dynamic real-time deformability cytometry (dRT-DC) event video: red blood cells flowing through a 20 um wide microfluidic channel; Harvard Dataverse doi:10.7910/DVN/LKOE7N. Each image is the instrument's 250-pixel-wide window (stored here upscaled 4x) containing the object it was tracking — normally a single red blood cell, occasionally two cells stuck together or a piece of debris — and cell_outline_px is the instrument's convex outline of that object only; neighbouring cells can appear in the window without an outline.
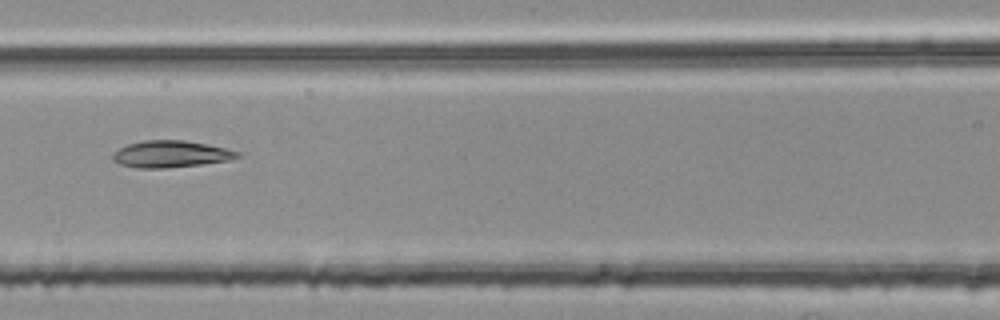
{"species": "common noctule bat (a hibernating species)", "species_latin": "Nyctalus noctula", "temperature_condition": "room temperature", "stored_images_in_passage": 54, "segment_of_instrument_passage": [2, 2], "camera_frame_rate_fps": 3000, "um_per_image_px": 0.085, "animal": {"sex": "female", "body_mass_g": 25.1}, "frame": {"image": 1, "passage_image": 24, "time_ms": 7.667, "image_size_px": [1000, 320], "cell_outline_px": [[244, 156], [228, 160], [200, 164], [164, 168], [136, 168], [120, 164], [112, 160], [112, 152], [128, 144], [144, 140], [184, 140], [224, 148], [240, 152]], "centroid_in_image_um": [14.49, 13.1], "position_along_channel_um": 152.1, "area_um2": 19.36}}
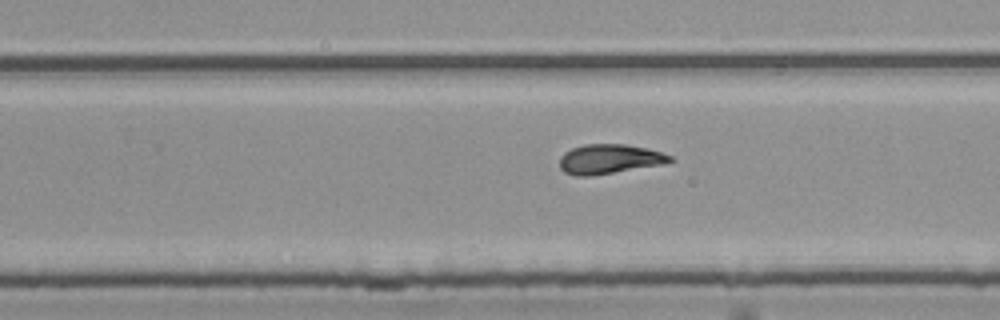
{"frame": {"image": 2, "passage_image": 34, "time_ms": 11.0, "image_size_px": [1000, 320], "cell_outline_px": [[676, 160], [668, 164], [588, 176], [576, 176], [564, 172], [560, 168], [560, 156], [564, 152], [572, 148], [584, 144], [624, 144], [648, 148], [672, 156]], "centroid_in_image_um": [51.84, 13.52], "position_along_channel_um": 278.0, "area_um2": 19.25}}
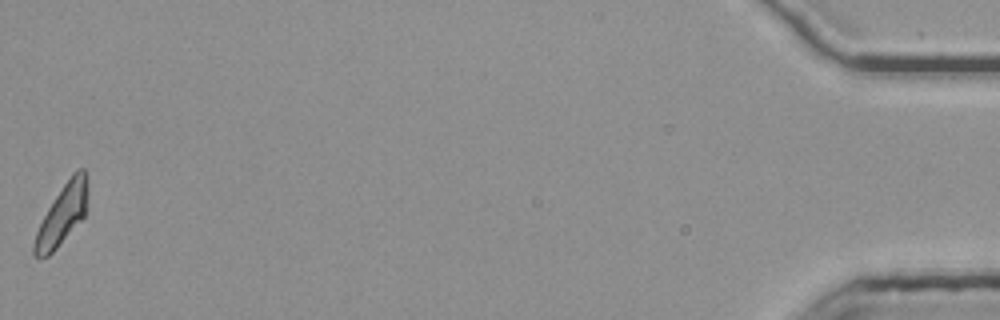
{"frame": {"image": 3, "passage_image": 54, "time_ms": 17.667, "image_size_px": [1000, 320], "cell_outline_px": [[88, 192], [84, 216], [56, 248], [48, 256], [32, 256], [32, 244], [36, 232], [48, 208], [72, 172], [76, 168], [84, 168], [88, 188]], "centroid_in_image_um": [5.28, 18.23], "position_along_channel_um": 429.9, "area_um2": 18.32}}